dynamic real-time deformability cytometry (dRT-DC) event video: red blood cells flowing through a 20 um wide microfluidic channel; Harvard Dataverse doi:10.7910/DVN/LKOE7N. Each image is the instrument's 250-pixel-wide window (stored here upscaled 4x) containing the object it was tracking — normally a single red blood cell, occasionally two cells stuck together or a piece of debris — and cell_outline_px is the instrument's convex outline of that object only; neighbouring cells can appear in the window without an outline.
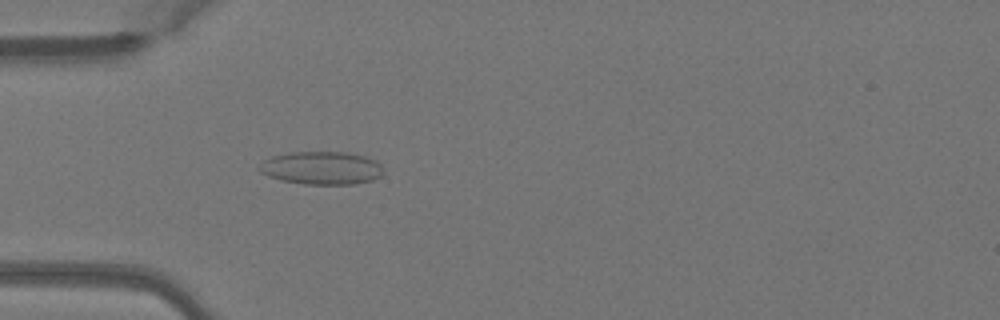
{"species": "Egyptian fruit bat (a non-hibernating species)", "species_latin": "Rousettus aegyptiacus", "temperature_condition": "warm", "stored_images_in_passage": 50, "camera_frame_rate_fps": 3000, "um_per_image_px": 0.085, "animal": {"sex": "female"}, "frame": {"image": 1, "passage_image": 15, "time_ms": 4.667, "image_size_px": [1000, 320], "cell_outline_px": [[384, 172], [380, 176], [372, 180], [356, 184], [304, 184], [280, 180], [268, 176], [260, 172], [256, 168], [264, 160], [272, 156], [292, 152], [348, 152], [364, 156], [376, 160], [384, 168]], "centroid_in_image_um": [27.34, 14.28], "position_along_channel_um": 57.7, "area_um2": 24.1}}
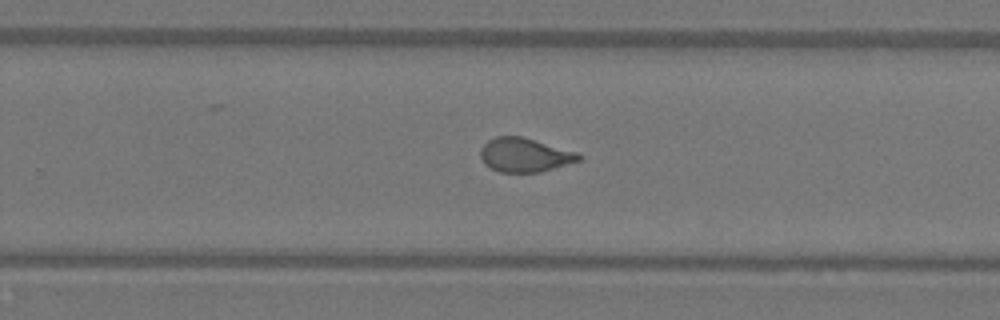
{"frame": {"image": 2, "passage_image": 32, "time_ms": 10.333, "image_size_px": [1000, 320], "cell_outline_px": [[584, 156], [580, 160], [540, 172], [500, 172], [484, 164], [480, 156], [480, 148], [488, 140], [496, 136], [520, 136], [580, 152]], "centroid_in_image_um": [44.61, 13.16], "position_along_channel_um": 285.2, "area_um2": 19.54}}
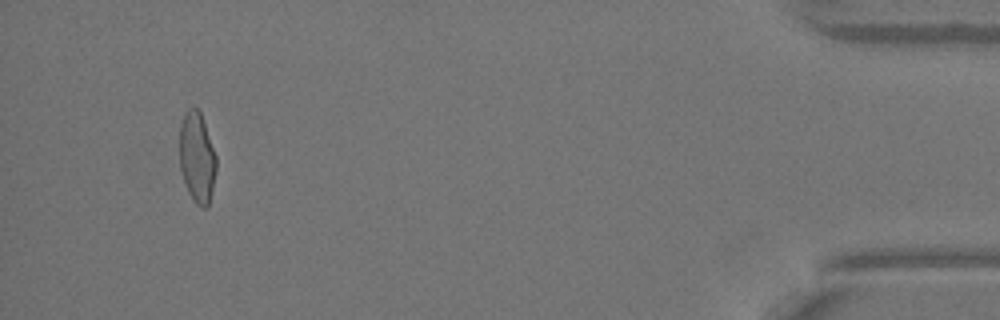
{"frame": {"image": 3, "passage_image": 47, "time_ms": 15.333, "image_size_px": [1000, 320], "cell_outline_px": [[216, 172], [208, 208], [200, 208], [192, 200], [184, 184], [180, 168], [180, 124], [184, 112], [188, 108], [196, 108], [200, 112], [216, 156]], "centroid_in_image_um": [16.73, 13.43], "position_along_channel_um": 418.5, "area_um2": 19.48}, "authors_computed_cell_mechanics": {"area_um2": 20.2878, "velocity_mm_per_s": 4.0841, "shape_relaxation_time_tau1_ms": 6.0278, "shape_relaxation_time_tau2_ms": 0.7976, "deformation_change_tau1": 0.1717, "deformation_change_tau2": 0.0667}}